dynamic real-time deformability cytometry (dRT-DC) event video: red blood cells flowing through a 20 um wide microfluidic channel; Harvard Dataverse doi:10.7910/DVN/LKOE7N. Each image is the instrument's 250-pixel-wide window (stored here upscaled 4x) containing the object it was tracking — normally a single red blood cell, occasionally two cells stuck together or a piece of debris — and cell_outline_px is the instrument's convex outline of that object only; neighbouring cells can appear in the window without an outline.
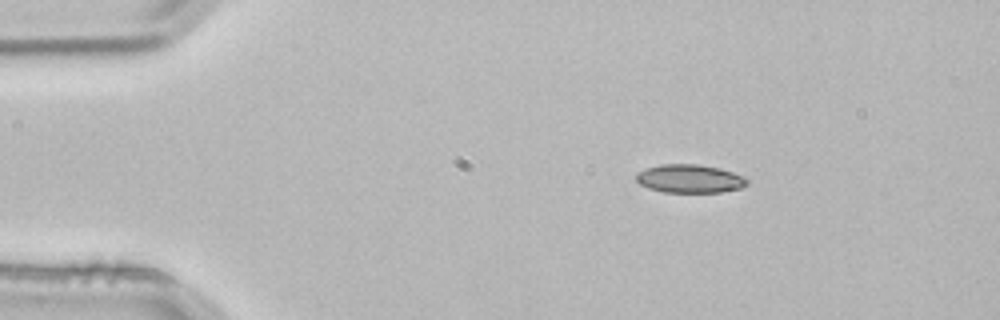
{"species": "common noctule bat (a hibernating species)", "species_latin": "Nyctalus noctula", "temperature_condition": "room temperature", "stored_images_in_passage": 3, "camera_frame_rate_fps": 3000, "um_per_image_px": 0.085, "animal": {"sex": "male", "body_mass_g": 21.5, "forearm_length_mm": 52.0}, "frame": {"image": 1, "passage_image": 1, "time_ms": 0.0, "image_size_px": [1000, 320], "cell_outline_px": [[748, 184], [740, 188], [724, 192], [664, 192], [648, 188], [640, 184], [636, 180], [636, 172], [660, 164], [700, 164], [720, 168], [744, 176], [748, 180]], "centroid_in_image_um": [58.64, 15.18], "position_along_channel_um": 26.4, "area_um2": 18.44}}
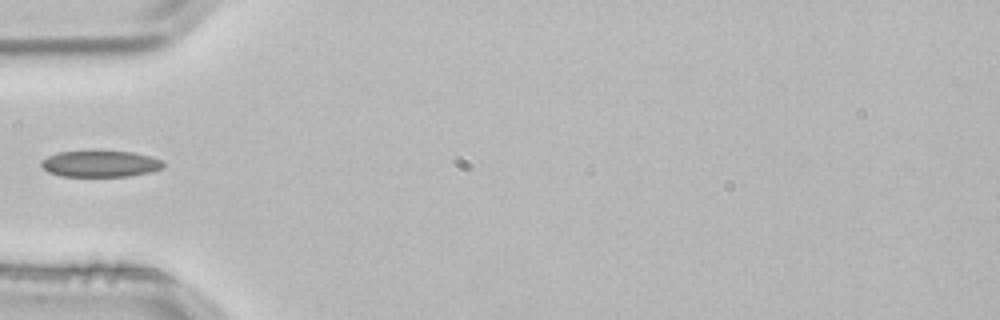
{"frame": {"image": 2, "passage_image": 3, "time_ms": 0.667, "image_size_px": [1000, 320], "cell_outline_px": [[164, 164], [160, 168], [148, 172], [128, 176], [60, 176], [48, 172], [40, 164], [40, 160], [48, 156], [60, 152], [92, 148], [132, 152], [148, 156], [160, 160]], "centroid_in_image_um": [8.43, 13.87], "position_along_channel_um": 76.6, "area_um2": 19.25}}